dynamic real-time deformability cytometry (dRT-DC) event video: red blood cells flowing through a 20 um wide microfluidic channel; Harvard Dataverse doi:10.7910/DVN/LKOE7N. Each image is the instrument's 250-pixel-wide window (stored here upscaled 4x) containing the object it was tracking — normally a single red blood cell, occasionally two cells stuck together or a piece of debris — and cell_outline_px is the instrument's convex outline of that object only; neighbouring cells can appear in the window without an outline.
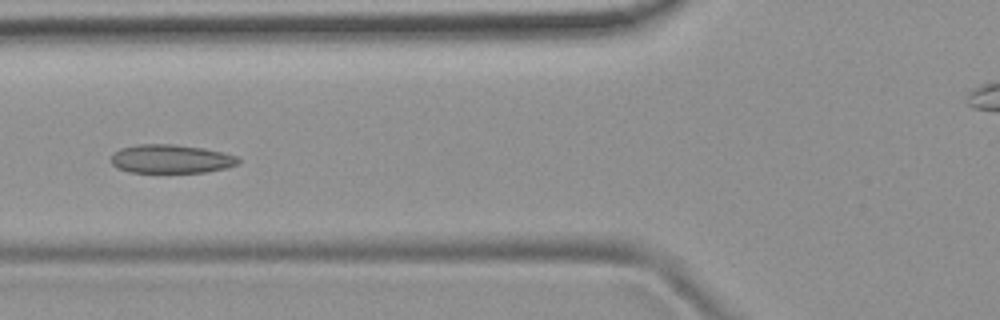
{"species": "common noctule bat (a hibernating species)", "species_latin": "Nyctalus noctula", "temperature_condition": "room temperature", "stored_images_in_passage": 7, "camera_frame_rate_fps": 3000, "um_per_image_px": 0.085, "animal": {"sex": "female", "body_mass_g": 19.9}, "frame": {"image": 1, "passage_image": 5, "time_ms": 5.667, "image_size_px": [1000, 320], "cell_outline_px": [[240, 164], [208, 172], [128, 172], [116, 168], [112, 164], [112, 156], [120, 148], [136, 144], [176, 144], [204, 148], [224, 152], [240, 156]], "centroid_in_image_um": [14.58, 13.5], "position_along_channel_um": 111.2, "area_um2": 21.5}}
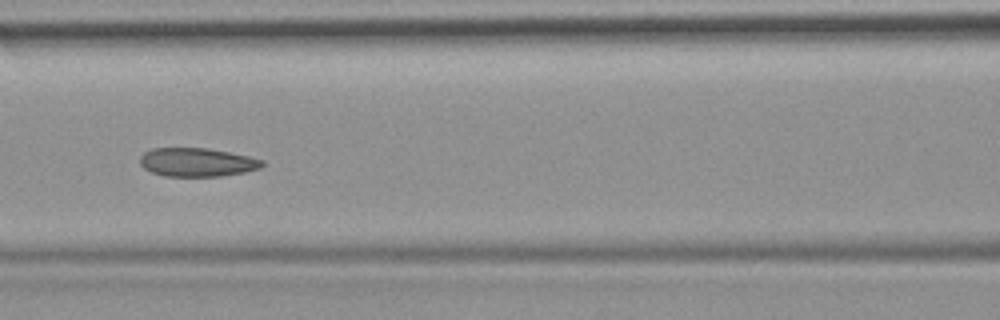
{"frame": {"image": 2, "passage_image": 6, "time_ms": 6.667, "image_size_px": [1000, 320], "cell_outline_px": [[264, 164], [260, 168], [244, 172], [220, 176], [164, 176], [152, 172], [144, 168], [140, 164], [140, 156], [144, 152], [152, 148], [208, 148], [248, 156], [264, 160]], "centroid_in_image_um": [16.73, 13.79], "position_along_channel_um": 149.9, "area_um2": 20.35}}
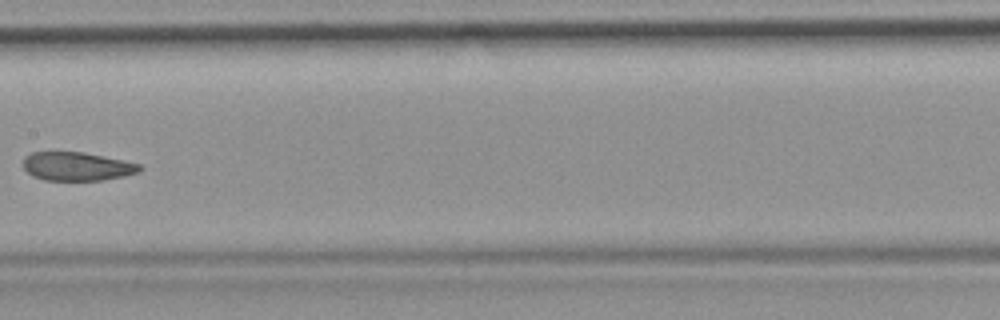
{"frame": {"image": 3, "passage_image": 7, "time_ms": 8.0, "image_size_px": [1000, 320], "cell_outline_px": [[144, 168], [140, 172], [124, 176], [104, 180], [44, 180], [32, 176], [24, 168], [24, 156], [32, 152], [84, 152], [124, 160], [140, 164]], "centroid_in_image_um": [6.58, 14.14], "position_along_channel_um": 200.8, "area_um2": 19.54}}